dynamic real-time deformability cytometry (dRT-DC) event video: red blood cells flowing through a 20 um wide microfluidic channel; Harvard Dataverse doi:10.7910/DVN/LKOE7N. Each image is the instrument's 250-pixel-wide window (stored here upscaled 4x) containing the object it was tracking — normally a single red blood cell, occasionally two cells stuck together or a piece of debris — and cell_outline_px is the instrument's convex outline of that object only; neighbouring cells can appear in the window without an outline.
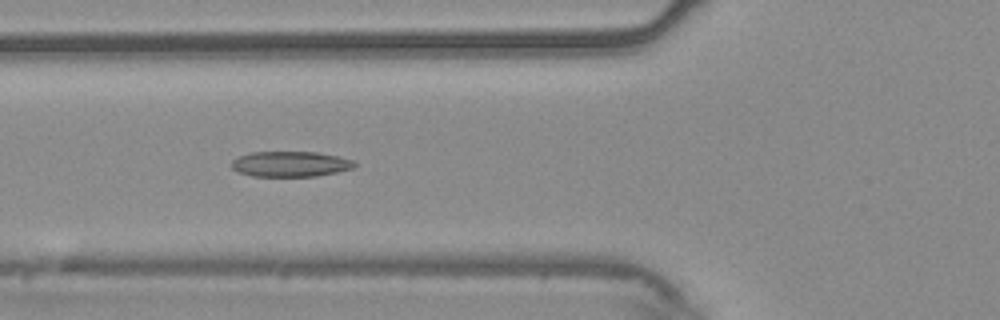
{"species": "common noctule bat (a hibernating species)", "species_latin": "Nyctalus noctula", "temperature_condition": "warm", "stored_images_in_passage": 40, "camera_frame_rate_fps": 3000, "um_per_image_px": 0.085, "animal": {"sex": "male", "body_mass_g": 20.4}, "frame": {"image": 1, "passage_image": 11, "time_ms": 3.333, "image_size_px": [1000, 320], "cell_outline_px": [[356, 164], [352, 168], [336, 172], [316, 176], [252, 176], [240, 172], [232, 168], [232, 160], [240, 156], [252, 152], [316, 152], [356, 160]], "centroid_in_image_um": [24.7, 13.94], "position_along_channel_um": 101.1, "area_um2": 18.03}}
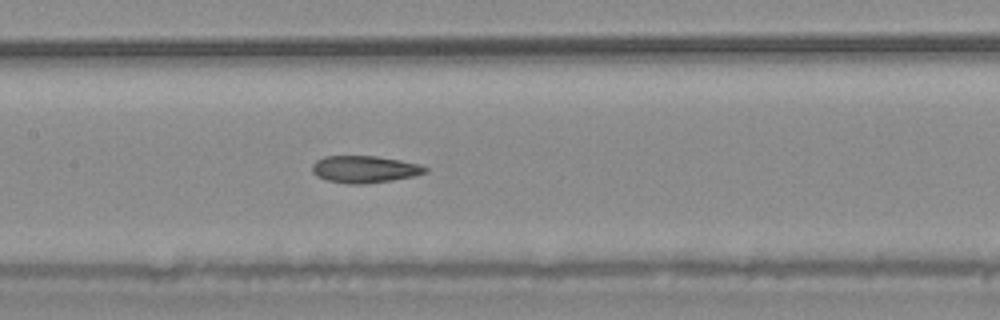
{"frame": {"image": 2, "passage_image": 17, "time_ms": 5.333, "image_size_px": [1000, 320], "cell_outline_px": [[428, 172], [416, 176], [392, 180], [364, 184], [348, 184], [328, 180], [316, 176], [312, 172], [312, 164], [316, 160], [324, 156], [376, 156], [400, 160], [420, 164], [428, 168]], "centroid_in_image_um": [31.0, 14.38], "position_along_channel_um": 176.4, "area_um2": 17.98}}
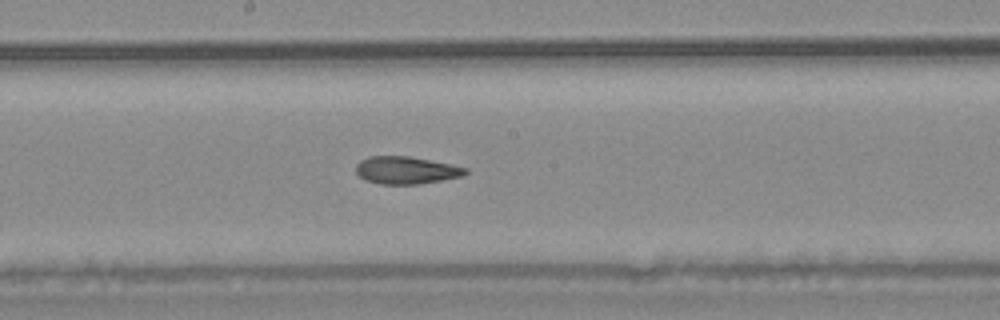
{"frame": {"image": 3, "passage_image": 20, "time_ms": 6.333, "image_size_px": [1000, 320], "cell_outline_px": [[468, 172], [464, 176], [420, 184], [380, 184], [364, 180], [356, 172], [356, 164], [360, 160], [368, 156], [408, 156], [468, 168]], "centroid_in_image_um": [34.5, 14.47], "position_along_channel_um": 213.7, "area_um2": 17.51}, "authors_computed_cell_mechanics": {"area_um2": 18.3515, "velocity_mm_per_s": 3.7353, "shape_relaxation_time_tau1_ms": null, "shape_relaxation_time_tau2_ms": 3.3371, "deformation_change_tau1": null, "deformation_change_tau2": 0.1183}}